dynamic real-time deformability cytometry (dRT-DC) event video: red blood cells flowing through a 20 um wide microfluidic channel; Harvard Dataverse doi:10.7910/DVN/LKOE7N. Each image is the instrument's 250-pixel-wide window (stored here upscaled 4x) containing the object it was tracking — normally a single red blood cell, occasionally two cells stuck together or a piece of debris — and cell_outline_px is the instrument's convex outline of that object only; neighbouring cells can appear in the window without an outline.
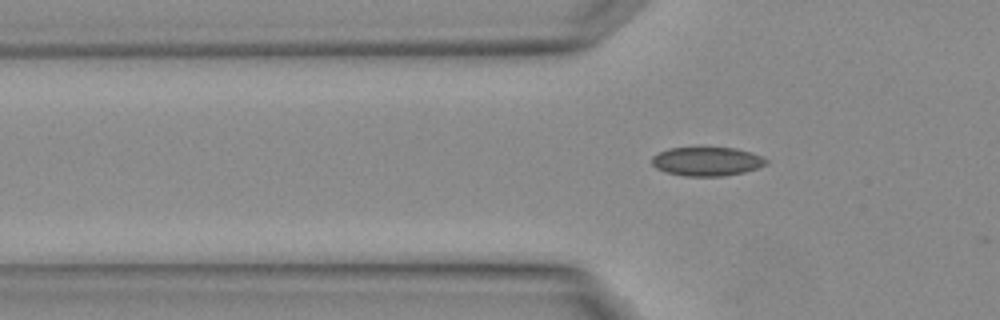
{"species": "Egyptian fruit bat (a non-hibernating species)", "species_latin": "Rousettus aegyptiacus", "temperature_condition": "warm", "stored_images_in_passage": 3, "camera_frame_rate_fps": 3000, "um_per_image_px": 0.085, "animal": {"sex": "female"}, "frame": {"image": 1, "passage_image": 3, "time_ms": 0.667, "image_size_px": [1000, 320], "cell_outline_px": [[768, 164], [744, 172], [724, 176], [684, 176], [664, 172], [656, 168], [652, 164], [652, 156], [668, 148], [736, 148], [752, 152], [768, 160]], "centroid_in_image_um": [60.08, 13.73], "position_along_channel_um": 65.7, "area_um2": 19.25}}